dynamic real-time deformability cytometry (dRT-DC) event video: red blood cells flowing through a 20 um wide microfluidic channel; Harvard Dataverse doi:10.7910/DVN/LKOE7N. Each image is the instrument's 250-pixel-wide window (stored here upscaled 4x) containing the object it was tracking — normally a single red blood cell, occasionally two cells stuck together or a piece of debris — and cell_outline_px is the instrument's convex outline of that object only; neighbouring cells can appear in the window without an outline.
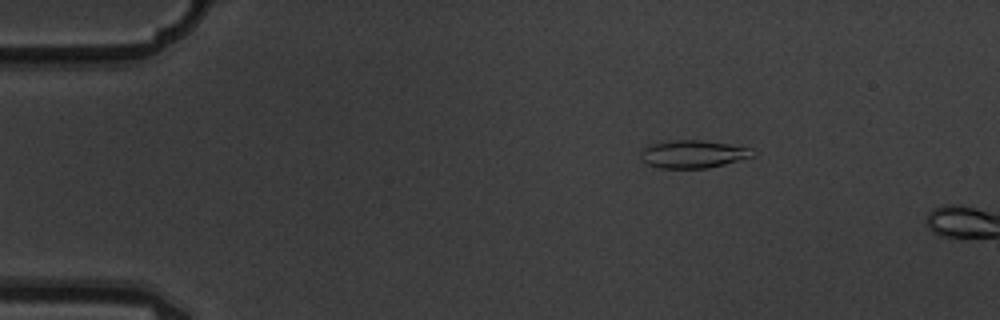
{"species": "common noctule bat (a hibernating species)", "species_latin": "Nyctalus noctula", "temperature_condition": "warm", "stored_images_in_passage": 4, "camera_frame_rate_fps": 3000, "um_per_image_px": 0.085, "animal": {"sex": "male", "body_mass_g": 19.5, "forearm_length_mm": 54.6}, "frame": {"image": 1, "passage_image": 3, "time_ms": 0.667, "image_size_px": [1000, 320], "cell_outline_px": [[756, 156], [708, 168], [660, 168], [648, 164], [640, 160], [640, 152], [644, 148], [652, 144], [676, 140], [700, 140], [728, 144], [752, 148], [756, 152]], "centroid_in_image_um": [58.94, 13.1], "position_along_channel_um": 26.1, "area_um2": 18.15}}